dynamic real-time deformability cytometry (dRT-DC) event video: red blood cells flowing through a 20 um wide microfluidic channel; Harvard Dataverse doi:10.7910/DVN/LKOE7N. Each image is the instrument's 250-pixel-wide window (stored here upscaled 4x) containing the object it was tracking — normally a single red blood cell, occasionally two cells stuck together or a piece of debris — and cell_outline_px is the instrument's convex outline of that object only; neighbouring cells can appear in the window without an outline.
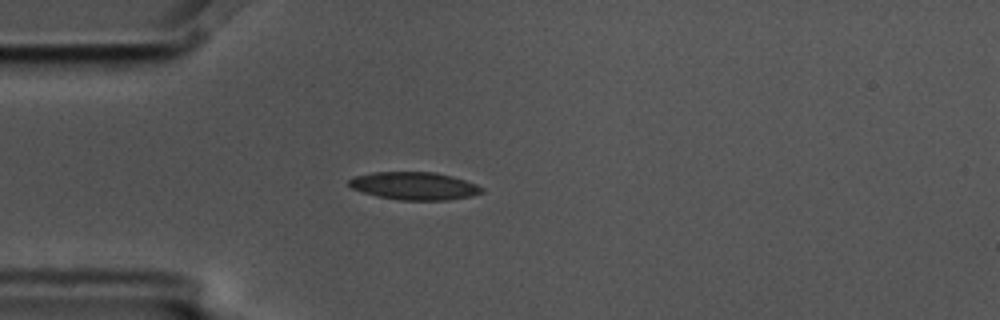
{"species": "common noctule bat (a hibernating species)", "species_latin": "Nyctalus noctula", "temperature_condition": "cold", "stored_images_in_passage": 4, "camera_frame_rate_fps": 3000, "um_per_image_px": 0.085, "animal": {"sex": "male", "body_mass_g": 17.5, "forearm_length_mm": 52.3}, "frame": {"image": 1, "passage_image": 4, "time_ms": 1.0, "image_size_px": [1000, 320], "cell_outline_px": [[484, 192], [472, 196], [448, 200], [400, 200], [380, 196], [364, 192], [352, 188], [348, 184], [348, 180], [356, 176], [372, 172], [436, 172], [452, 176], [476, 184], [484, 188]], "centroid_in_image_um": [35.26, 15.8], "position_along_channel_um": 49.7, "area_um2": 21.39}}